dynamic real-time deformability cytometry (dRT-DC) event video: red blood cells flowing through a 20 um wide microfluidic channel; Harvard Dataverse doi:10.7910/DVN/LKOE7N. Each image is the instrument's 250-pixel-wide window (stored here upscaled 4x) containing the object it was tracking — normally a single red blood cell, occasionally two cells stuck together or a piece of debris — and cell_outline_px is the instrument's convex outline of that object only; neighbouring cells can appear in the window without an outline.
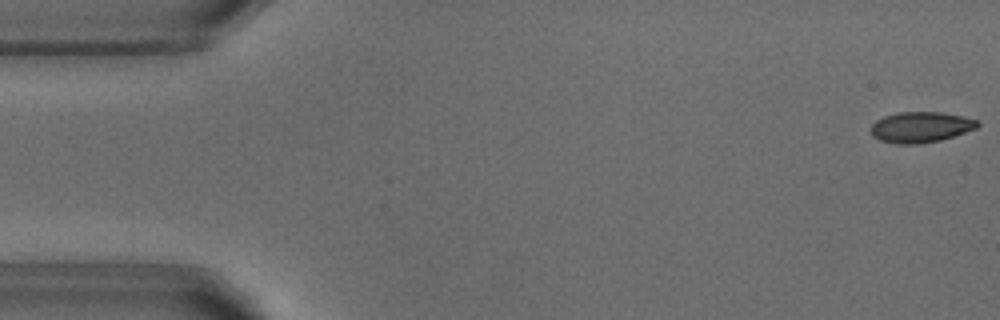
{"species": "common noctule bat (a hibernating species)", "species_latin": "Nyctalus noctula", "temperature_condition": "warm", "stored_images_in_passage": 52, "camera_frame_rate_fps": 3000, "um_per_image_px": 0.085, "animal": {"sex": "male", "body_mass_g": 18.8}, "frame": {"image": 1, "passage_image": 1, "time_ms": 0.0, "image_size_px": [1000, 320], "cell_outline_px": [[980, 124], [976, 128], [940, 140], [916, 144], [896, 144], [880, 140], [872, 136], [872, 124], [876, 120], [884, 116], [896, 112], [940, 112], [964, 116], [980, 120]], "centroid_in_image_um": [78.26, 10.79], "position_along_channel_um": 6.7, "area_um2": 19.07}}
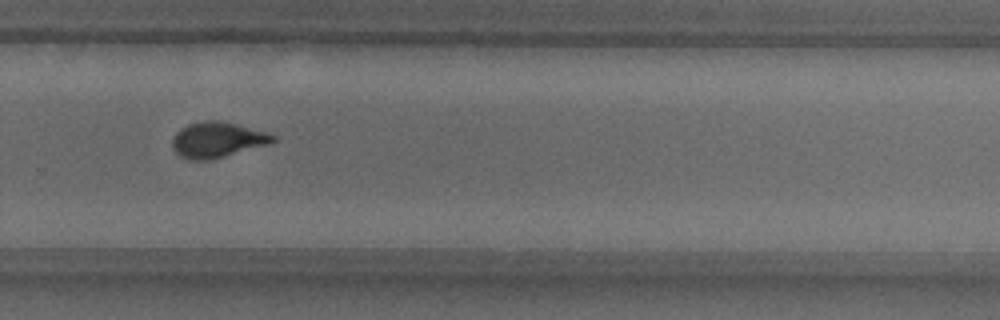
{"frame": {"image": 2, "passage_image": 35, "time_ms": 11.333, "image_size_px": [1000, 320], "cell_outline_px": [[276, 140], [272, 144], [208, 160], [188, 160], [180, 156], [172, 148], [172, 140], [176, 132], [180, 128], [188, 124], [200, 120], [216, 120], [236, 124], [264, 132], [276, 136]], "centroid_in_image_um": [18.45, 11.88], "position_along_channel_um": 311.4, "area_um2": 20.87}}
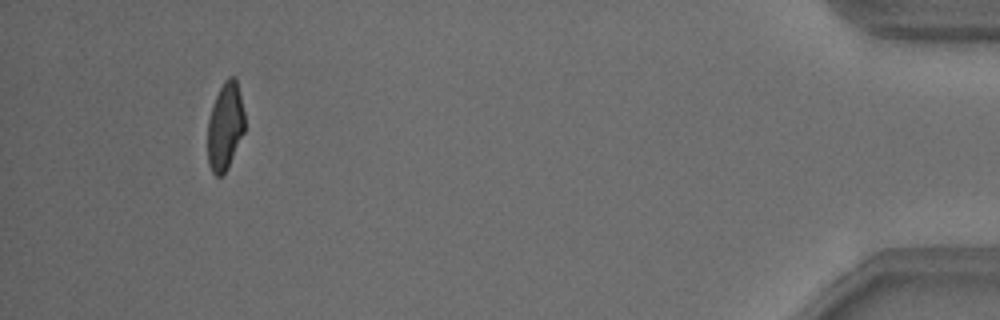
{"frame": {"image": 3, "passage_image": 49, "time_ms": 16.0, "image_size_px": [1000, 320], "cell_outline_px": [[244, 132], [228, 168], [224, 176], [216, 176], [212, 172], [208, 164], [208, 120], [212, 104], [224, 80], [228, 76], [236, 76], [244, 112]], "centroid_in_image_um": [19.13, 10.74], "position_along_channel_um": 416.1, "area_um2": 19.07}, "authors_computed_cell_mechanics": {"area_um2": 20.4901, "velocity_mm_per_s": 3.813, "shape_relaxation_time_tau1_ms": 4.7701, "shape_relaxation_time_tau2_ms": 0.5322, "deformation_change_tau1": 0.1467, "deformation_change_tau2": 0.0477}}